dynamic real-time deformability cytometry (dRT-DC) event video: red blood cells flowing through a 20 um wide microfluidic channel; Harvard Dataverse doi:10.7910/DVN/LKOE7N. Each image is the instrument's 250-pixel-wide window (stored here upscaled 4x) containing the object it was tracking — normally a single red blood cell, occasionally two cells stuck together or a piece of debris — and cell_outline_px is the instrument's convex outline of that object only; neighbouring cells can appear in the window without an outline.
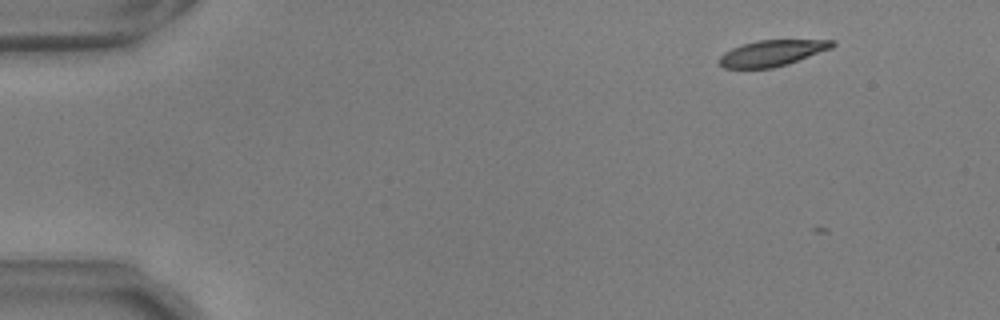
{"species": "common noctule bat (a hibernating species)", "species_latin": "Nyctalus noctula", "temperature_condition": "warm", "stored_images_in_passage": 3, "camera_frame_rate_fps": 3000, "um_per_image_px": 0.085, "animal": {"sex": "male", "body_mass_g": 17.9, "forearm_length_mm": 54.2}, "frame": {"image": 1, "passage_image": 1, "time_ms": 0.0, "image_size_px": [1000, 320], "cell_outline_px": [[836, 44], [832, 48], [788, 64], [772, 68], [724, 68], [716, 60], [724, 52], [732, 48], [744, 44], [760, 40], [836, 40]], "centroid_in_image_um": [65.63, 4.51], "position_along_channel_um": 19.4, "area_um2": 17.11}}